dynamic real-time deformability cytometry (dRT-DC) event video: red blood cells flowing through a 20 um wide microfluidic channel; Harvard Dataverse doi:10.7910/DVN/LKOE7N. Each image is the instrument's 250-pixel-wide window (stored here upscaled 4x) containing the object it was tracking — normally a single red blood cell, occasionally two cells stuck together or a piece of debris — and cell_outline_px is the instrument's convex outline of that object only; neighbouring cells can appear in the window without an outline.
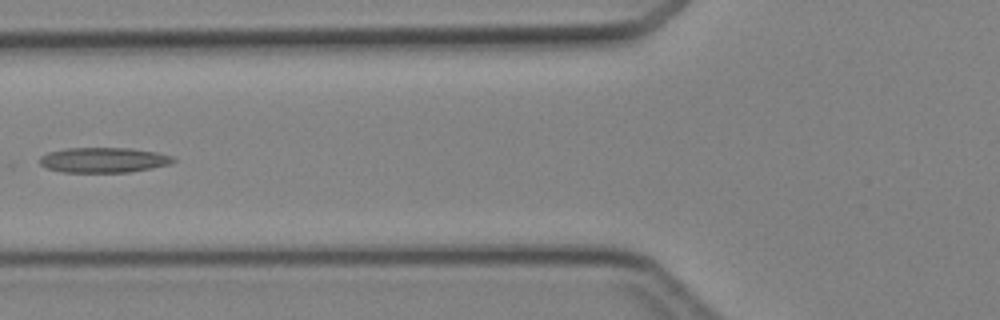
{"species": "Egyptian fruit bat (a non-hibernating species)", "species_latin": "Rousettus aegyptiacus", "temperature_condition": "cold", "stored_images_in_passage": 5, "camera_frame_rate_fps": 3000, "um_per_image_px": 0.085, "animal": {"sex": "female"}, "frame": {"image": 1, "passage_image": 5, "time_ms": 5.333, "image_size_px": [1000, 320], "cell_outline_px": [[176, 160], [172, 164], [152, 168], [128, 172], [60, 172], [48, 168], [40, 164], [40, 156], [48, 152], [68, 148], [132, 148], [156, 152], [172, 156]], "centroid_in_image_um": [8.82, 13.6], "position_along_channel_um": 117.0, "area_um2": 19.59}}